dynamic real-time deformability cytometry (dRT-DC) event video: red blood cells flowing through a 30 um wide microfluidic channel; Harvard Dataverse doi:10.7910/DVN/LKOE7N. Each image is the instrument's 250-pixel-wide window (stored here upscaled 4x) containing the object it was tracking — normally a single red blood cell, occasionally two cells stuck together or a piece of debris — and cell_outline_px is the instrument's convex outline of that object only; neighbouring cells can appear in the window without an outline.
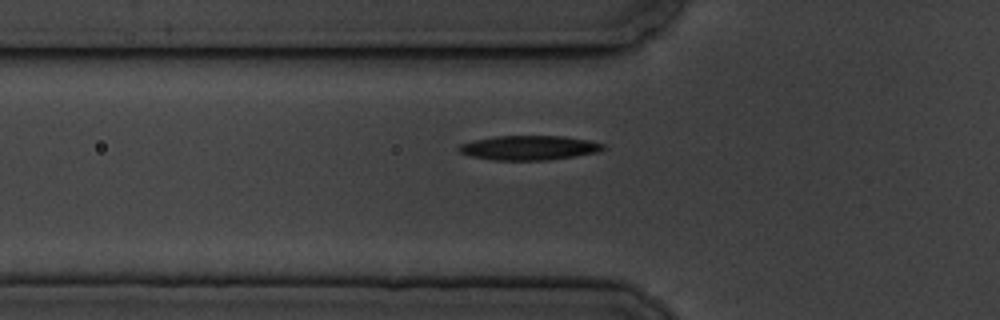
{"species": "common noctule bat (a hibernating species)", "species_latin": "Nyctalus noctula", "temperature_condition": "cold", "stored_images_in_passage": 6, "camera_frame_rate_fps": 3000, "um_per_image_px": 0.085, "animal": {"sex": "male", "body_mass_g": 19.5, "forearm_length_mm": 54.6}, "frame": {"image": 1, "passage_image": 6, "time_ms": 6.0, "image_size_px": [1000, 320], "cell_outline_px": [[608, 148], [596, 152], [548, 160], [492, 160], [472, 156], [460, 152], [456, 148], [460, 144], [472, 140], [496, 136], [564, 136], [588, 140], [604, 144]], "centroid_in_image_um": [44.95, 12.55], "position_along_channel_um": 80.8, "area_um2": 20.52}}